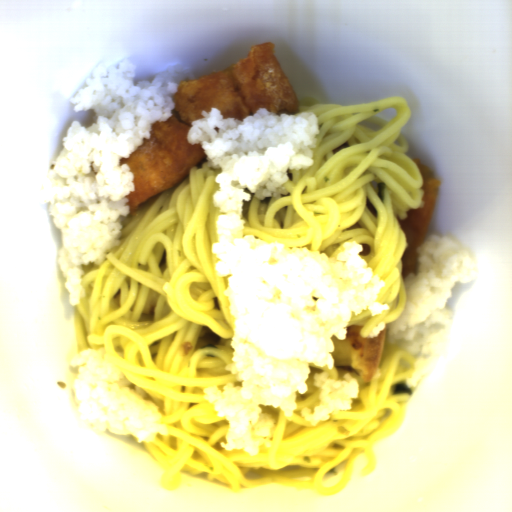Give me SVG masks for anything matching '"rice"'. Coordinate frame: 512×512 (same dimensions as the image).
Returning a JSON list of instances; mask_svg holds the SVG:
<instances>
[{
    "label": "rice",
    "instance_id": "obj_1",
    "mask_svg": "<svg viewBox=\"0 0 512 512\" xmlns=\"http://www.w3.org/2000/svg\"><path fill=\"white\" fill-rule=\"evenodd\" d=\"M204 118L192 121L186 141L200 143L207 166L220 168L214 181L219 189L212 194L213 206L220 207L216 221L218 242L212 251L218 277L230 275L223 294L230 302L234 320L231 337L230 371L241 382L203 388L220 418L229 420L226 451L243 449L249 456L259 446H272L269 437L275 420L260 414V404L280 407L284 417L298 408L296 392L308 391L305 381L309 363L334 368L332 336L343 340L347 324L364 309L376 316L390 310L388 303L375 302L385 282L379 279L359 255L360 243L345 241L344 251L335 260L306 247L287 251L285 243H268L254 234L243 236V200L251 195L265 200L289 194L282 184L289 180L288 169L306 170L314 164L321 133L313 111L277 115L259 108L252 116L224 118L220 109L201 111Z\"/></svg>",
    "mask_w": 512,
    "mask_h": 512
},
{
    "label": "rice",
    "instance_id": "obj_5",
    "mask_svg": "<svg viewBox=\"0 0 512 512\" xmlns=\"http://www.w3.org/2000/svg\"><path fill=\"white\" fill-rule=\"evenodd\" d=\"M327 372L314 373L313 384L319 388L318 401L320 406L312 409L303 407L299 411L301 416L315 428L321 421L330 419V413L340 414L341 410H353L352 402L360 395V386L357 379L351 374L342 376L343 380H330Z\"/></svg>",
    "mask_w": 512,
    "mask_h": 512
},
{
    "label": "rice",
    "instance_id": "obj_2",
    "mask_svg": "<svg viewBox=\"0 0 512 512\" xmlns=\"http://www.w3.org/2000/svg\"><path fill=\"white\" fill-rule=\"evenodd\" d=\"M127 59L104 67L98 64L69 102L75 113L93 109V125L71 121L63 148L40 176L38 202L61 231L57 264L65 277L71 306L80 305L86 290L81 265L104 263L105 255L120 245L122 219L130 214L134 174L121 158L151 137L152 124L173 117L180 81L195 80L183 62H175L154 75L151 83L134 85L136 69Z\"/></svg>",
    "mask_w": 512,
    "mask_h": 512
},
{
    "label": "rice",
    "instance_id": "obj_3",
    "mask_svg": "<svg viewBox=\"0 0 512 512\" xmlns=\"http://www.w3.org/2000/svg\"><path fill=\"white\" fill-rule=\"evenodd\" d=\"M415 251L418 268L416 274L409 272L403 279L405 307L386 324V342L414 356L429 357L433 336L453 321V310L446 306L453 296L451 288L456 281H477L479 268L474 255L453 233L440 236L427 231Z\"/></svg>",
    "mask_w": 512,
    "mask_h": 512
},
{
    "label": "rice",
    "instance_id": "obj_4",
    "mask_svg": "<svg viewBox=\"0 0 512 512\" xmlns=\"http://www.w3.org/2000/svg\"><path fill=\"white\" fill-rule=\"evenodd\" d=\"M77 369L73 381L74 402L94 428L116 435L134 436L139 444L152 442L156 433L169 435L164 416L149 394L128 381L105 348H87L70 360Z\"/></svg>",
    "mask_w": 512,
    "mask_h": 512
}]
</instances>
